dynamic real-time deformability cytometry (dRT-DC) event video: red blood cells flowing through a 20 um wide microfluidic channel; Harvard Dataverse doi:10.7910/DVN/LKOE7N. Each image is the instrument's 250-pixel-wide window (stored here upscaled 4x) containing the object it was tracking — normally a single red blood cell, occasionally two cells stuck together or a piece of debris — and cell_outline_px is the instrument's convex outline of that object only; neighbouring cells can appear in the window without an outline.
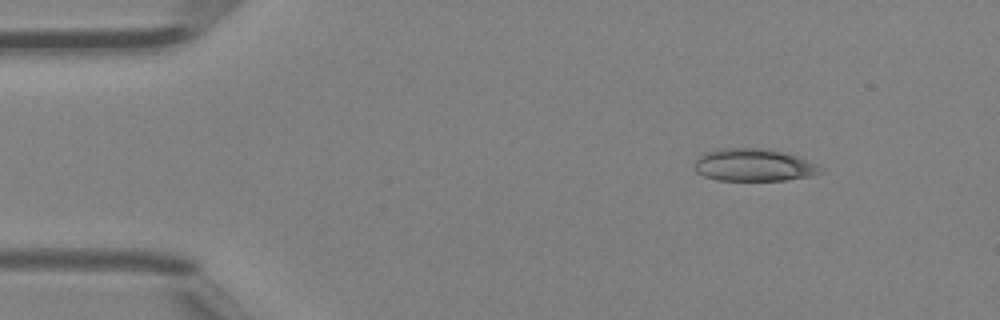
{"species": "Egyptian fruit bat (a non-hibernating species)", "species_latin": "Rousettus aegyptiacus", "temperature_condition": "room temperature", "stored_images_in_passage": 2, "camera_frame_rate_fps": 3000, "um_per_image_px": 0.085, "animal": {"sex": "female"}, "frame": {"image": 1, "passage_image": 1, "time_ms": 0.0, "image_size_px": [1000, 320], "cell_outline_px": [[824, 172], [812, 176], [784, 180], [716, 180], [704, 176], [696, 172], [692, 168], [696, 156], [704, 152], [720, 148], [768, 148], [784, 152], [796, 156], [816, 164]], "centroid_in_image_um": [64.0, 14.02], "position_along_channel_um": 21.0, "area_um2": 24.16}}